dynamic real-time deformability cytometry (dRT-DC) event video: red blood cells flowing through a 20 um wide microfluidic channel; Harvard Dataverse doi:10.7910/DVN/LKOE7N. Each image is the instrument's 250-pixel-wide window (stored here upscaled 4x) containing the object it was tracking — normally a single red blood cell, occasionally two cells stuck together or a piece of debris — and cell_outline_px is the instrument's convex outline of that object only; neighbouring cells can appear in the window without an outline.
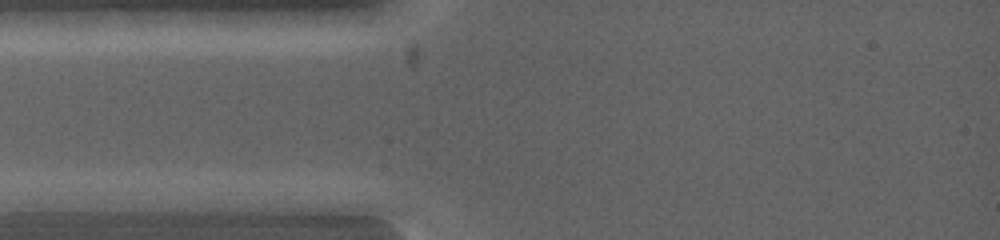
{"species": "common noctule bat (a hibernating species)", "species_latin": "Nyctalus noctula", "temperature_condition": "warm", "stored_images_in_passage": 3, "camera_frame_rate_fps": 5000, "um_per_image_px": 0.085, "animal": {"sex": "female", "body_mass_g": 19.0, "forearm_length_mm": 53.3}, "frame": {"image": 1, "passage_image": 1, "time_ms": 0.0, "image_size_px": [1000, 240], "cell_outline_px": [[120, 200], [84, 212], [16, 212], [16, 204], [20, 200], [80, 192], [100, 192]], "centroid_in_image_um": [5.58, 17.24], "position_along_channel_um": 79.4, "area_um2": 10.87}}